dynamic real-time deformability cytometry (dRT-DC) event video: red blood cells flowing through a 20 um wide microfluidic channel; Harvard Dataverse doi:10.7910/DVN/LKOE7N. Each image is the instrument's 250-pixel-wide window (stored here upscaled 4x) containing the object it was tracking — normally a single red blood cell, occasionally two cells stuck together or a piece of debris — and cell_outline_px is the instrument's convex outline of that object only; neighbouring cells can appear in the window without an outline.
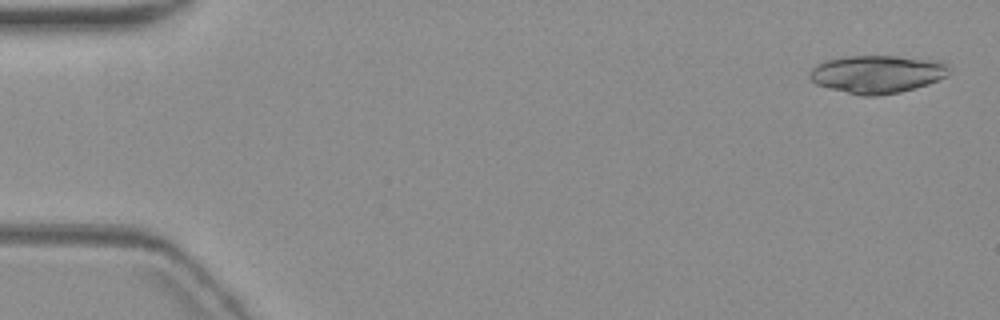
{"species": "common noctule bat (a hibernating species)", "species_latin": "Nyctalus noctula", "temperature_condition": "warm", "stored_images_in_passage": 4, "camera_frame_rate_fps": 3000, "um_per_image_px": 0.085, "animal": {"sex": "female", "body_mass_g": 19.3, "forearm_length_mm": 54.1}, "frame": {"image": 1, "passage_image": 1, "time_ms": 0.0, "image_size_px": [1000, 320], "cell_outline_px": [[948, 76], [928, 84], [900, 92], [876, 96], [864, 96], [828, 88], [816, 84], [808, 76], [812, 68], [816, 64], [824, 60], [848, 56], [896, 56], [944, 60], [948, 64]], "centroid_in_image_um": [74.58, 6.29], "position_along_channel_um": 10.4, "area_um2": 31.04}}